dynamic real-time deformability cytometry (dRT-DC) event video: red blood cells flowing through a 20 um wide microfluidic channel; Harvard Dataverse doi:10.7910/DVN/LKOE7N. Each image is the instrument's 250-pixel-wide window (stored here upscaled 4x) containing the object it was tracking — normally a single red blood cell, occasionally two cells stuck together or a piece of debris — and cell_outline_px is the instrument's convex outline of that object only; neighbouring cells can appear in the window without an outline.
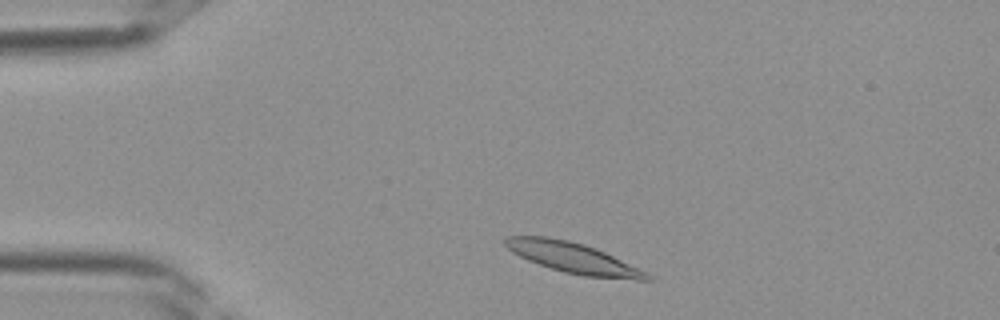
{"species": "Egyptian fruit bat (a non-hibernating species)", "species_latin": "Rousettus aegyptiacus", "temperature_condition": "room temperature", "stored_images_in_passage": 33, "camera_frame_rate_fps": 3000, "um_per_image_px": 0.085, "frame": {"image": 1, "passage_image": 2, "time_ms": 0.333, "image_size_px": [1000, 320], "cell_outline_px": [[652, 280], [636, 280], [584, 276], [564, 272], [528, 260], [512, 252], [504, 244], [504, 240], [508, 236], [548, 236], [568, 240], [584, 244], [596, 248], [648, 272], [652, 276]], "centroid_in_image_um": [48.75, 21.92], "position_along_channel_um": 36.2, "area_um2": 25.14}}
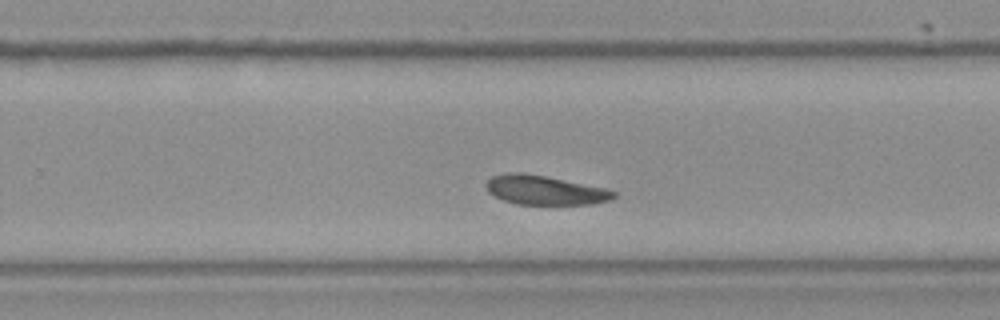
{"frame": {"image": 2, "passage_image": 19, "time_ms": 6.0, "image_size_px": [1000, 320], "cell_outline_px": [[616, 196], [608, 200], [592, 204], [516, 204], [504, 200], [488, 192], [484, 184], [492, 176], [504, 172], [520, 172], [544, 176], [608, 188], [616, 192]], "centroid_in_image_um": [46.29, 16.15], "position_along_channel_um": 283.5, "area_um2": 21.73}}
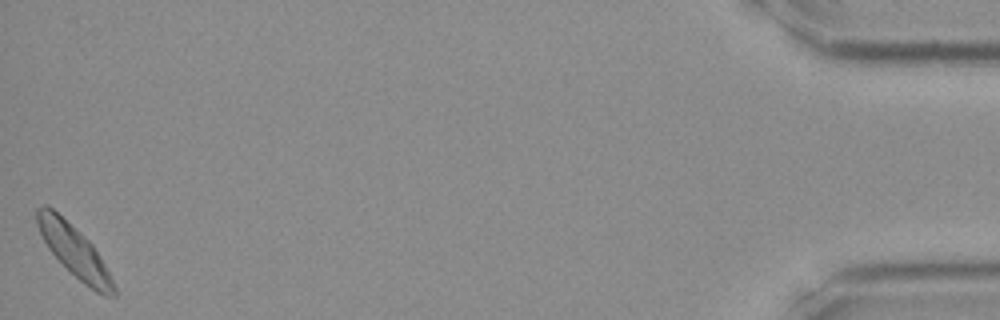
{"frame": {"image": 3, "passage_image": 33, "time_ms": 10.667, "image_size_px": [1000, 320], "cell_outline_px": [[116, 296], [104, 296], [96, 292], [84, 284], [48, 248], [36, 224], [36, 208], [44, 204], [52, 208], [80, 232], [92, 244], [100, 256], [116, 288]], "centroid_in_image_um": [6.31, 21.33], "position_along_channel_um": 428.9, "area_um2": 22.43}}